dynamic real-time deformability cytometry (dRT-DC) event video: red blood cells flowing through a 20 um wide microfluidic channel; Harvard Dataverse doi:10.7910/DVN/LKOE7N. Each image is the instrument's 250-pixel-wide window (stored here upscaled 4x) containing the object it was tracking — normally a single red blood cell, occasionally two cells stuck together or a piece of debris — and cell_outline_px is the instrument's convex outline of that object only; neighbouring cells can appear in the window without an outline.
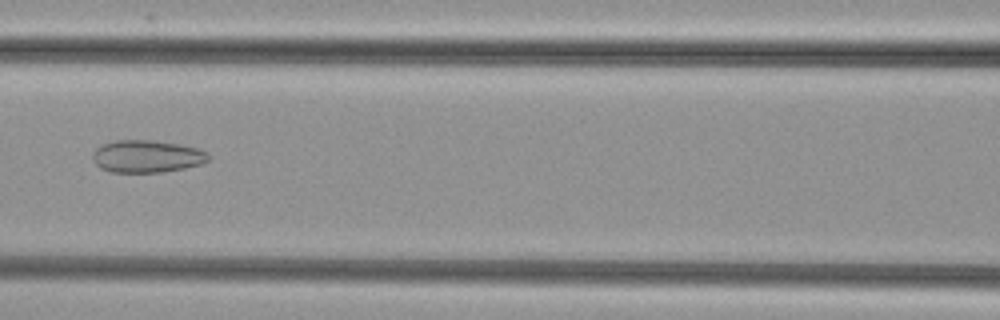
{"species": "common noctule bat (a hibernating species)", "species_latin": "Nyctalus noctula", "temperature_condition": "cold", "stored_images_in_passage": 52, "camera_frame_rate_fps": 3000, "um_per_image_px": 0.085, "animal": {"sex": "female", "body_mass_g": 29.2, "forearm_length_mm": 56.3}, "frame": {"image": 1, "passage_image": 24, "time_ms": 7.667, "image_size_px": [1000, 320], "cell_outline_px": [[212, 156], [208, 160], [200, 164], [184, 168], [160, 172], [112, 172], [100, 168], [92, 160], [92, 152], [96, 148], [104, 144], [116, 140], [152, 140], [180, 144], [200, 148], [208, 152]], "centroid_in_image_um": [12.5, 13.28], "position_along_channel_um": 154.1, "area_um2": 22.02}}
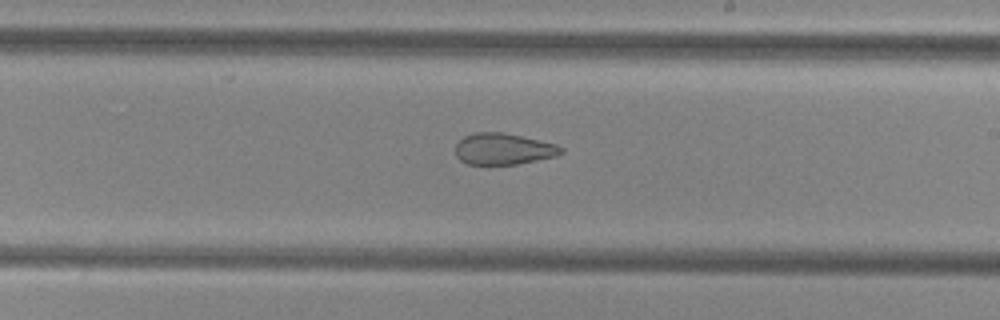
{"frame": {"image": 2, "passage_image": 31, "time_ms": 10.0, "image_size_px": [1000, 320], "cell_outline_px": [[564, 152], [556, 156], [516, 164], [468, 164], [460, 160], [456, 156], [456, 144], [464, 136], [476, 132], [500, 132], [520, 136], [556, 144], [564, 148]], "centroid_in_image_um": [42.78, 12.66], "position_along_channel_um": 246.2, "area_um2": 19.13}}
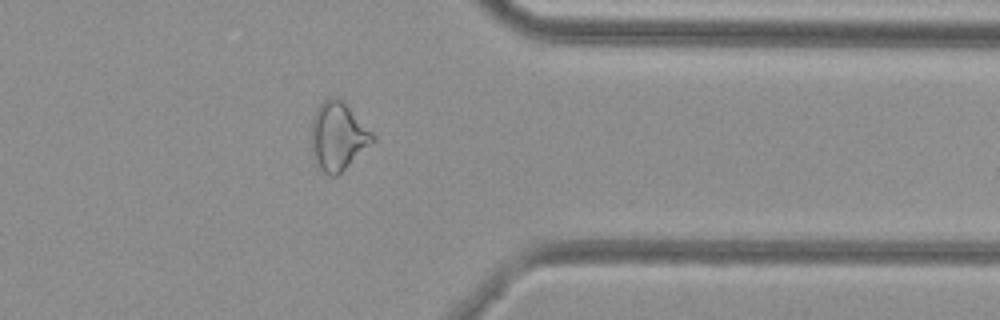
{"frame": {"image": 3, "passage_image": 42, "time_ms": 13.667, "image_size_px": [1000, 320], "cell_outline_px": [[376, 140], [336, 176], [328, 176], [320, 168], [312, 152], [312, 120], [316, 108], [328, 96], [336, 96], [376, 136]], "centroid_in_image_um": [28.72, 11.58], "position_along_channel_um": 382.7, "area_um2": 23.81}}